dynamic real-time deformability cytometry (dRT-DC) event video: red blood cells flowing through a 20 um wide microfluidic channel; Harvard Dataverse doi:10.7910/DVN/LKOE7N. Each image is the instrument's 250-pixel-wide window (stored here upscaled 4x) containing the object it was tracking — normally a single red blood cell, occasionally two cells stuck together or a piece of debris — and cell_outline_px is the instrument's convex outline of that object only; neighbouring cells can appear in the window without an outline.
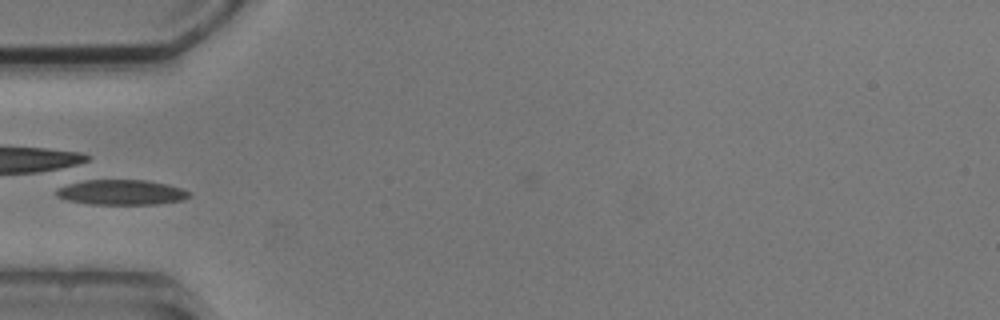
{"species": "common noctule bat (a hibernating species)", "species_latin": "Nyctalus noctula", "temperature_condition": "cold", "stored_images_in_passage": 3, "camera_frame_rate_fps": 3000, "um_per_image_px": 0.085, "animal": {"sex": "male", "body_mass_g": 20.5, "forearm_length_mm": 52.5}, "frame": {"image": 1, "passage_image": 3, "time_ms": 2.0, "image_size_px": [1000, 320], "cell_outline_px": [[192, 196], [184, 200], [156, 204], [88, 204], [68, 200], [56, 196], [56, 192], [60, 188], [76, 180], [144, 180], [168, 184], [192, 192]], "centroid_in_image_um": [10.35, 16.34], "position_along_channel_um": 74.6, "area_um2": 19.54}}